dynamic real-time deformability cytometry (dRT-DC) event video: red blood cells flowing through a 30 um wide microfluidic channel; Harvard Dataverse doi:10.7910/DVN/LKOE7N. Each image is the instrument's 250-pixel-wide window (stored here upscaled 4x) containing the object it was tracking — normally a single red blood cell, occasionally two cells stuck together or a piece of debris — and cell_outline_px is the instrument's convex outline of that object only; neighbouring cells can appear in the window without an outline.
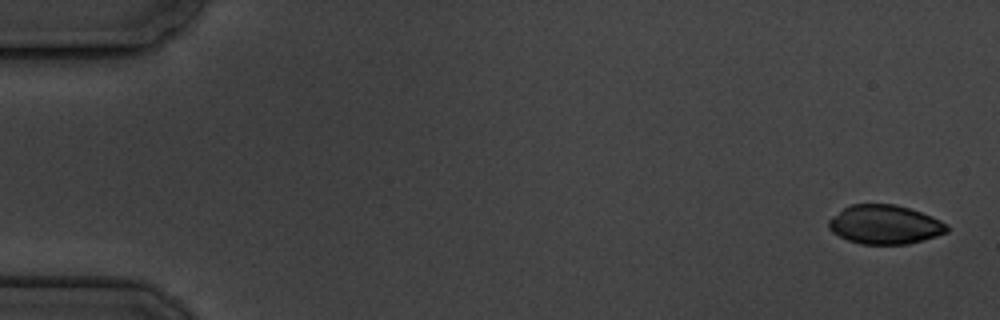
{"species": "common noctule bat (a hibernating species)", "species_latin": "Nyctalus noctula", "temperature_condition": "cold", "stored_images_in_passage": 9, "camera_frame_rate_fps": 3000, "um_per_image_px": 0.085, "animal": {"sex": "male", "body_mass_g": 19.5, "forearm_length_mm": 54.6}, "frame": {"image": 1, "passage_image": 1, "time_ms": 0.0, "image_size_px": [1000, 320], "cell_outline_px": [[948, 232], [936, 236], [908, 244], [860, 244], [848, 240], [832, 232], [828, 228], [828, 220], [832, 216], [844, 208], [852, 204], [896, 204], [932, 216], [948, 224]], "centroid_in_image_um": [75.21, 19.09], "position_along_channel_um": 9.8, "area_um2": 26.88}}
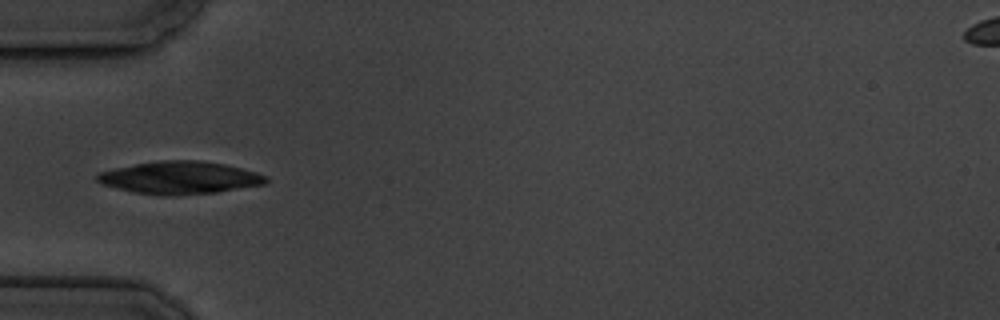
{"frame": {"image": 2, "passage_image": 6, "time_ms": 5.667, "image_size_px": [1000, 320], "cell_outline_px": [[268, 180], [264, 184], [216, 192], [172, 196], [160, 196], [132, 192], [100, 184], [96, 180], [96, 176], [100, 172], [116, 168], [136, 164], [164, 160], [200, 160], [224, 164], [256, 172], [264, 176]], "centroid_in_image_um": [15.24, 15.11], "position_along_channel_um": 69.8, "area_um2": 31.91}}
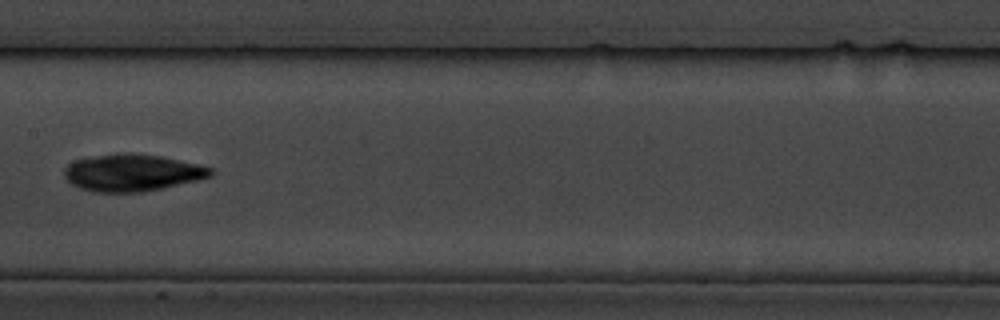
{"frame": {"image": 3, "passage_image": 9, "time_ms": 9.333, "image_size_px": [1000, 320], "cell_outline_px": [[216, 172], [212, 176], [196, 180], [160, 188], [140, 192], [96, 192], [80, 188], [72, 184], [64, 176], [64, 168], [68, 164], [76, 160], [124, 152], [132, 152], [160, 156], [200, 164], [212, 168]], "centroid_in_image_um": [11.26, 14.67], "position_along_channel_um": 196.1, "area_um2": 31.33}}